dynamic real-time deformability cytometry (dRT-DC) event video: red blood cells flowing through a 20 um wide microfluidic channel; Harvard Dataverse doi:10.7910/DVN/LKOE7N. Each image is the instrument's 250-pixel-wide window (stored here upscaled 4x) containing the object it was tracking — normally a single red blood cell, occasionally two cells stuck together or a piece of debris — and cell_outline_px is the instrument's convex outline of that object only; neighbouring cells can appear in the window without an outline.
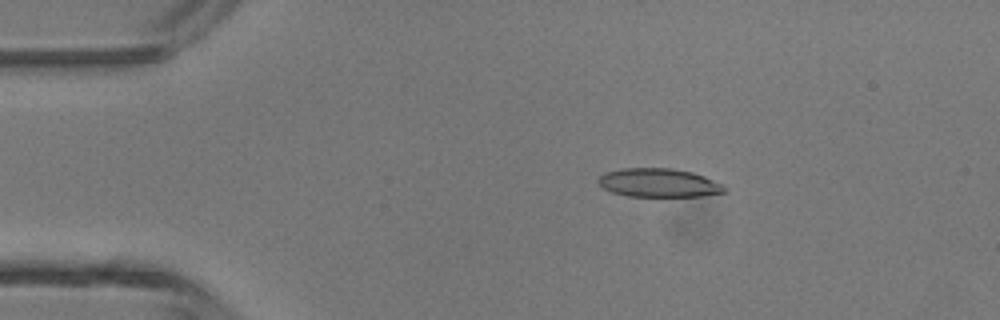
{"species": "common noctule bat (a hibernating species)", "species_latin": "Nyctalus noctula", "temperature_condition": "room temperature", "stored_images_in_passage": 4, "camera_frame_rate_fps": 3000, "um_per_image_px": 0.085, "animal": {"sex": "male", "body_mass_g": 13.3}, "frame": {"image": 1, "passage_image": 2, "time_ms": 0.333, "image_size_px": [1000, 320], "cell_outline_px": [[728, 192], [700, 196], [628, 196], [612, 192], [604, 188], [596, 180], [604, 172], [620, 168], [672, 168], [692, 172], [704, 176], [724, 184]], "centroid_in_image_um": [56.01, 15.53], "position_along_channel_um": 29.0, "area_um2": 21.21}}
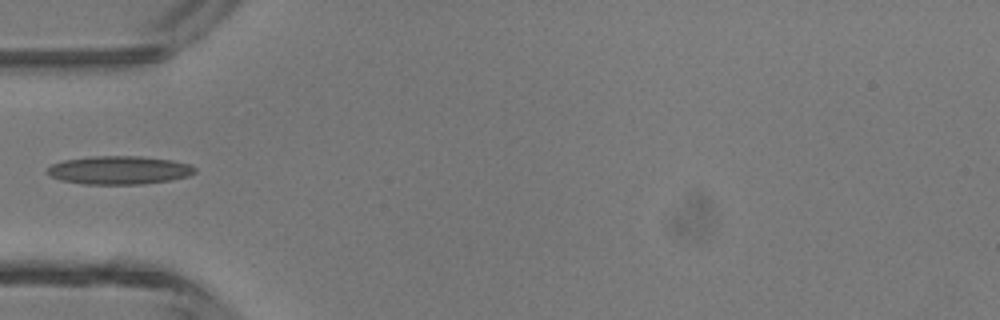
{"frame": {"image": 2, "passage_image": 4, "time_ms": 1.0, "image_size_px": [1000, 320], "cell_outline_px": [[196, 172], [188, 176], [168, 180], [140, 184], [84, 184], [60, 180], [44, 172], [52, 164], [64, 160], [92, 156], [140, 156], [172, 160], [188, 164], [196, 168]], "centroid_in_image_um": [10.1, 14.46], "position_along_channel_um": 74.9, "area_um2": 24.28}}